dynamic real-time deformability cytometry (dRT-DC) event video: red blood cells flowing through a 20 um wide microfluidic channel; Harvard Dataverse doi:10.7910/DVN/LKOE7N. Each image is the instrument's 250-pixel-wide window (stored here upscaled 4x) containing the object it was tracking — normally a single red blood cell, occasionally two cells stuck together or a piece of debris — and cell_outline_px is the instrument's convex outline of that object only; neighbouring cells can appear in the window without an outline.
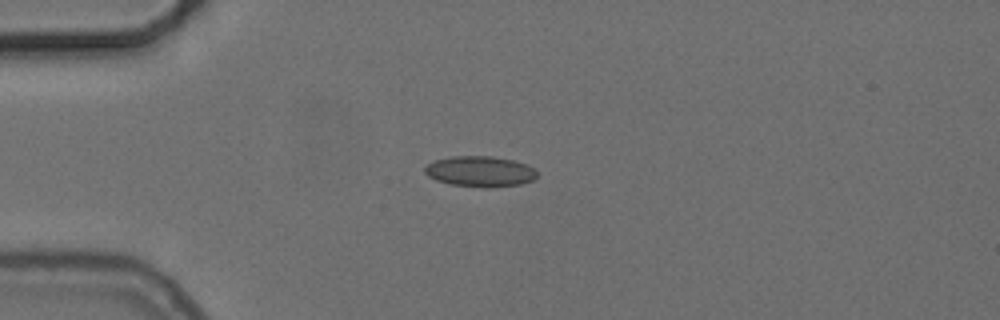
{"species": "common noctule bat (a hibernating species)", "species_latin": "Nyctalus noctula", "temperature_condition": "cold", "stored_images_in_passage": 42, "camera_frame_rate_fps": 3000, "um_per_image_px": 0.085, "animal": {"sex": "female", "body_mass_g": 24.6, "forearm_length_mm": 56.2}, "frame": {"image": 1, "passage_image": 1, "time_ms": 0.0, "image_size_px": [1000, 320], "cell_outline_px": [[536, 176], [532, 180], [520, 184], [488, 188], [484, 188], [448, 184], [436, 180], [428, 176], [424, 172], [424, 168], [432, 160], [452, 156], [492, 156], [512, 160], [528, 164], [536, 168]], "centroid_in_image_um": [40.79, 14.57], "position_along_channel_um": 44.2, "area_um2": 20.29}}
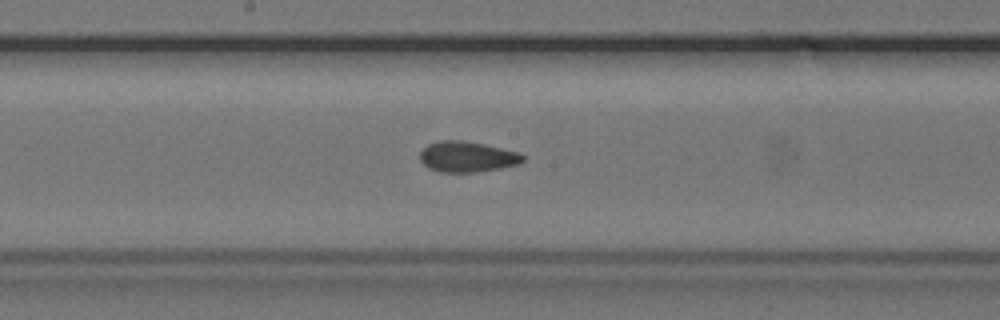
{"frame": {"image": 2, "passage_image": 16, "time_ms": 5.0, "image_size_px": [1000, 320], "cell_outline_px": [[524, 160], [520, 164], [500, 168], [476, 172], [440, 172], [428, 168], [420, 160], [420, 152], [428, 144], [440, 140], [464, 140], [484, 144], [520, 152], [524, 156]], "centroid_in_image_um": [39.72, 13.32], "position_along_channel_um": 208.5, "area_um2": 18.5}}
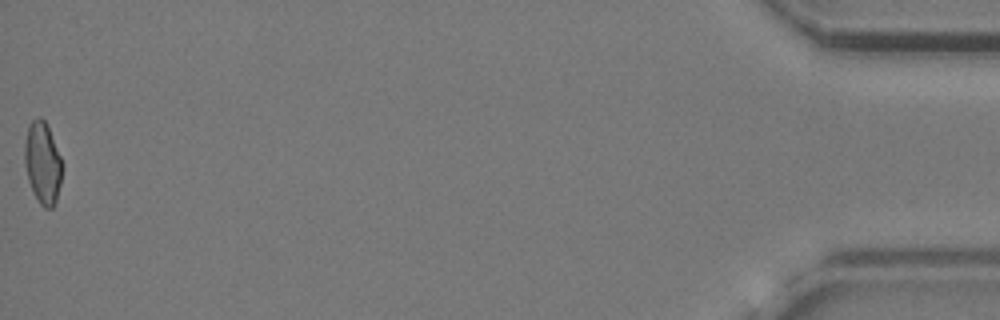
{"frame": {"image": 3, "passage_image": 42, "time_ms": 13.667, "image_size_px": [1000, 320], "cell_outline_px": [[64, 168], [56, 200], [52, 208], [44, 208], [40, 204], [28, 180], [24, 164], [24, 144], [28, 128], [32, 120], [36, 116], [40, 116], [48, 124], [64, 164]], "centroid_in_image_um": [3.64, 13.8], "position_along_channel_um": 431.6, "area_um2": 18.26}, "authors_computed_cell_mechanics": {"area_um2": 18.3226, "velocity_mm_per_s": 3.7239, "shape_relaxation_time_tau1_ms": null, "shape_relaxation_time_tau2_ms": 2.1579, "deformation_change_tau1": null, "deformation_change_tau2": 0.0627}}